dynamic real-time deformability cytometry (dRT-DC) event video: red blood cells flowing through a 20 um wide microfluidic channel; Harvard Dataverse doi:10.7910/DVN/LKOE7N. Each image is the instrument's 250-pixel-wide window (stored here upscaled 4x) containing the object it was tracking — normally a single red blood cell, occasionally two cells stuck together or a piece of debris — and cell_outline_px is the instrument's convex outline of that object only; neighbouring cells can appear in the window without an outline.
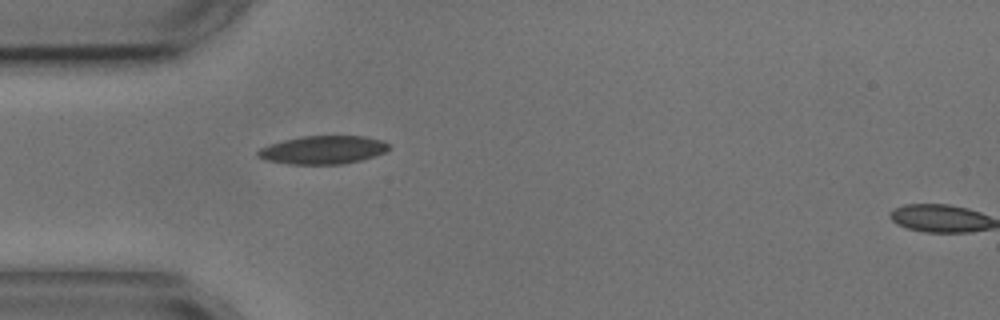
{"species": "common noctule bat (a hibernating species)", "species_latin": "Nyctalus noctula", "temperature_condition": "cold", "stored_images_in_passage": 2, "segment_of_instrument_passage": [1, 2], "camera_frame_rate_fps": 3000, "um_per_image_px": 0.085, "animal": {"sex": "male", "body_mass_g": 17.9, "forearm_length_mm": 54.2}, "frame": {"image": 1, "passage_image": 1, "time_ms": 0.0, "image_size_px": [1000, 320], "cell_outline_px": [[388, 148], [384, 152], [360, 160], [344, 164], [288, 164], [264, 160], [256, 156], [256, 152], [260, 148], [284, 140], [300, 136], [364, 136], [384, 140], [388, 144]], "centroid_in_image_um": [27.42, 12.74], "position_along_channel_um": 57.6, "area_um2": 21.5}}